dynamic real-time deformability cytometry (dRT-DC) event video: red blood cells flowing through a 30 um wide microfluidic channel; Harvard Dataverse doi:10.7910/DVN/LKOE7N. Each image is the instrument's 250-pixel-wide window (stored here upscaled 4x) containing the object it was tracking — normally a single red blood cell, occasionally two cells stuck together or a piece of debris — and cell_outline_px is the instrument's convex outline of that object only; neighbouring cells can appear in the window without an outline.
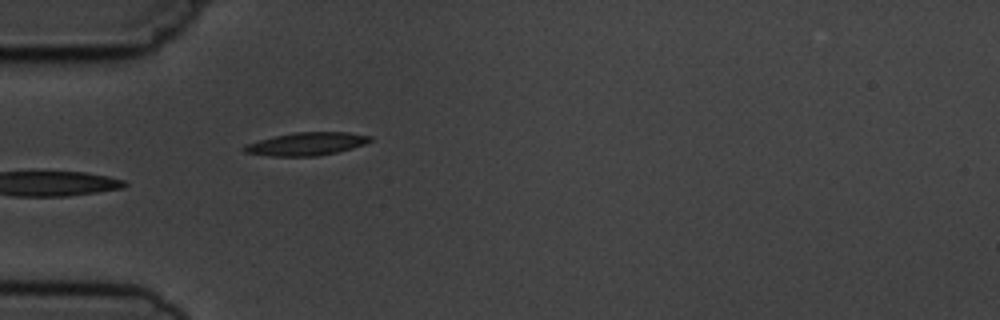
{"species": "common noctule bat (a hibernating species)", "species_latin": "Nyctalus noctula", "temperature_condition": "cold", "stored_images_in_passage": 6, "camera_frame_rate_fps": 3000, "um_per_image_px": 0.085, "animal": {"sex": "male", "body_mass_g": 19.5, "forearm_length_mm": 54.6}, "frame": {"image": 1, "passage_image": 6, "time_ms": 5.667, "image_size_px": [1000, 320], "cell_outline_px": [[372, 140], [364, 144], [352, 148], [336, 152], [316, 156], [272, 156], [244, 152], [240, 148], [244, 144], [276, 136], [296, 132], [348, 132], [372, 136]], "centroid_in_image_um": [26.04, 12.23], "position_along_channel_um": 59.0, "area_um2": 16.76}}